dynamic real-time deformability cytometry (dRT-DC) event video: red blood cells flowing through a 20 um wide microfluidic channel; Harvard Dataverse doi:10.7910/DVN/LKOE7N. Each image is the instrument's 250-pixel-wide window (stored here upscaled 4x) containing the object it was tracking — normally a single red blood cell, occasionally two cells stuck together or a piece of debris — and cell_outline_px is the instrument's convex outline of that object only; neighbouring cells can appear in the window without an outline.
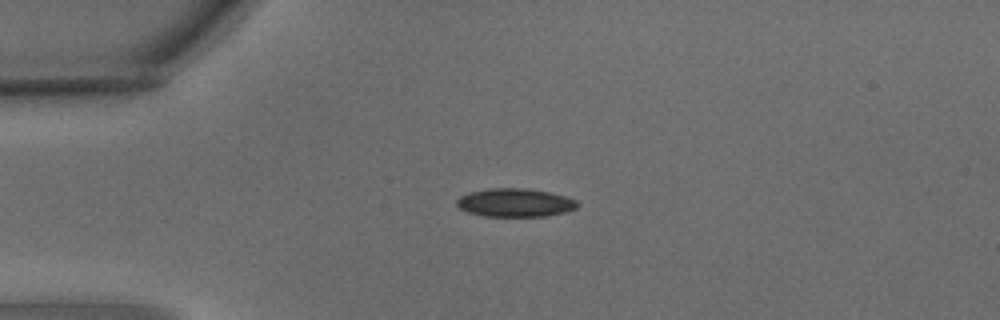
{"species": "common noctule bat (a hibernating species)", "species_latin": "Nyctalus noctula", "temperature_condition": "warm", "stored_images_in_passage": 5, "camera_frame_rate_fps": 3000, "um_per_image_px": 0.085, "animal": {"sex": "male", "body_mass_g": 15.6}, "frame": {"image": 1, "passage_image": 5, "time_ms": 1.333, "image_size_px": [1000, 320], "cell_outline_px": [[580, 204], [576, 208], [564, 212], [544, 216], [484, 216], [468, 212], [460, 208], [456, 204], [456, 200], [460, 196], [468, 192], [488, 188], [524, 188], [548, 192], [564, 196], [576, 200]], "centroid_in_image_um": [43.75, 17.22], "position_along_channel_um": 41.2, "area_um2": 19.88}}